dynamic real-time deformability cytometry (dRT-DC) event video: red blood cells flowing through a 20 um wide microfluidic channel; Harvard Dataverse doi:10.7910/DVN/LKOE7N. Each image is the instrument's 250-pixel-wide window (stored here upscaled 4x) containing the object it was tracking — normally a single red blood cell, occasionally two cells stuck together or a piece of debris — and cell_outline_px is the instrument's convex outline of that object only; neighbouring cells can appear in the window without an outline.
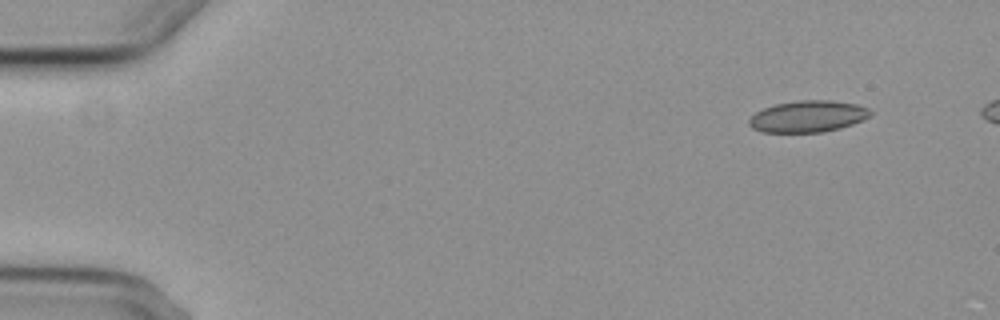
{"species": "common noctule bat (a hibernating species)", "species_latin": "Nyctalus noctula", "temperature_condition": "cold", "stored_images_in_passage": 3, "camera_frame_rate_fps": 3000, "um_per_image_px": 0.085, "animal": {"sex": "female", "body_mass_g": 29.2, "forearm_length_mm": 56.3}, "frame": {"image": 1, "passage_image": 3, "time_ms": 3.333, "image_size_px": [1000, 320], "cell_outline_px": [[872, 112], [868, 116], [852, 124], [840, 128], [820, 132], [760, 132], [752, 128], [748, 124], [748, 120], [756, 112], [764, 108], [776, 104], [800, 100], [832, 100], [856, 104], [868, 108]], "centroid_in_image_um": [68.64, 9.89], "position_along_channel_um": 16.4, "area_um2": 22.14}}